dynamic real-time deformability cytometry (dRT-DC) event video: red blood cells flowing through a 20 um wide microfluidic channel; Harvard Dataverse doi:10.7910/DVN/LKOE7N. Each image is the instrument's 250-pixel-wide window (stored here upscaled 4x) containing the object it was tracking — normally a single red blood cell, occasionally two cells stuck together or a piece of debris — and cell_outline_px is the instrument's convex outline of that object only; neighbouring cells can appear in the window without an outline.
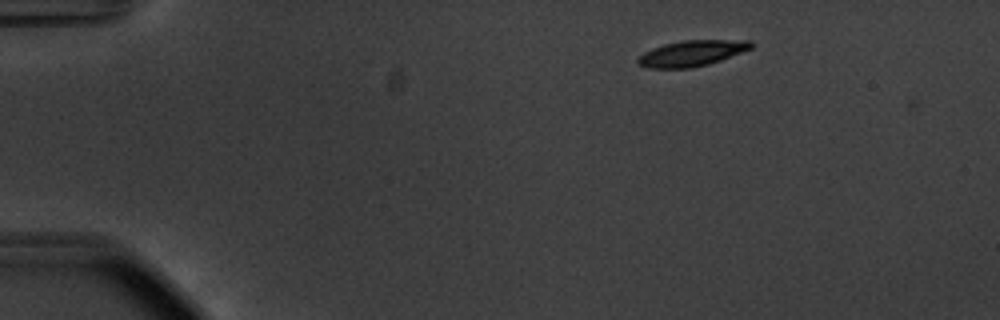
{"species": "common noctule bat (a hibernating species)", "species_latin": "Nyctalus noctula", "temperature_condition": "warm", "stored_images_in_passage": 2, "camera_frame_rate_fps": 3000, "um_per_image_px": 0.085, "animal": {"sex": "male", "body_mass_g": 20.1, "forearm_length_mm": 53.5}, "frame": {"image": 1, "passage_image": 1, "time_ms": 0.0, "image_size_px": [1000, 320], "cell_outline_px": [[752, 48], [720, 60], [708, 64], [692, 68], [648, 68], [636, 64], [636, 60], [644, 52], [652, 48], [664, 44], [684, 40], [752, 40]], "centroid_in_image_um": [58.77, 4.53], "position_along_channel_um": 26.2, "area_um2": 16.99}}